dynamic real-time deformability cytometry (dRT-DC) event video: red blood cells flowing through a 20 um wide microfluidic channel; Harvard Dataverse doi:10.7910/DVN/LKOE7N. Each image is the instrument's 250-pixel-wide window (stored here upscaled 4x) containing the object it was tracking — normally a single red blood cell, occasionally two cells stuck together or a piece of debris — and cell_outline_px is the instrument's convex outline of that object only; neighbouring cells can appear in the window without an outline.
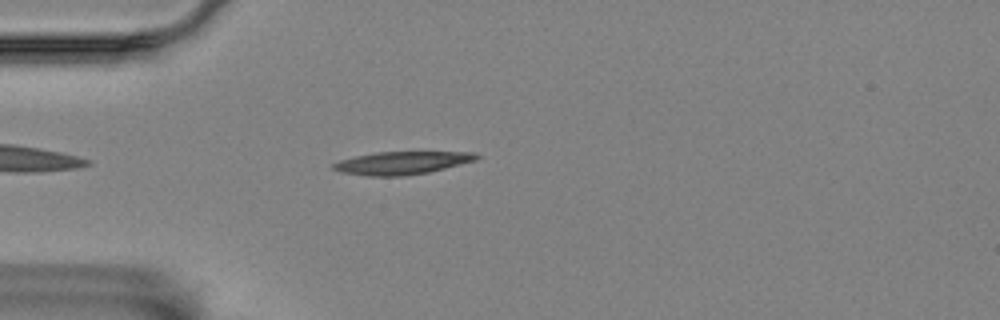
{"species": "Egyptian fruit bat (a non-hibernating species)", "species_latin": "Rousettus aegyptiacus", "temperature_condition": "room temperature", "stored_images_in_passage": 2, "camera_frame_rate_fps": 3000, "um_per_image_px": 0.085, "animal": {"sex": "female"}, "frame": {"image": 1, "passage_image": 2, "time_ms": 0.333, "image_size_px": [1000, 320], "cell_outline_px": [[480, 156], [476, 160], [428, 172], [404, 176], [368, 176], [340, 172], [332, 168], [332, 164], [340, 160], [356, 156], [376, 152], [476, 152]], "centroid_in_image_um": [34.15, 13.85], "position_along_channel_um": 50.9, "area_um2": 18.96}}